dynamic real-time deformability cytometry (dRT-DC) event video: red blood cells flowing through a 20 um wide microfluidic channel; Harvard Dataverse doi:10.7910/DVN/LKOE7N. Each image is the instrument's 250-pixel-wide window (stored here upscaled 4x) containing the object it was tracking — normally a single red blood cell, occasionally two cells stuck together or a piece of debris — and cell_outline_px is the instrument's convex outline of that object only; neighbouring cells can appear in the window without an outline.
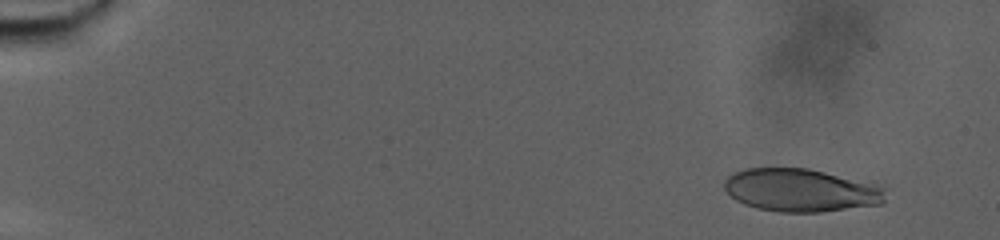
{"species": "human", "species_latin": "Homo sapiens", "temperature_condition": "warm", "stored_images_in_passage": 70, "camera_frame_rate_fps": 3000, "um_per_image_px": 0.085, "donor": {"sex": "male"}, "frame": {"image": 1, "passage_image": 2, "time_ms": 0.333, "image_size_px": [1000, 240], "cell_outline_px": [[884, 200], [880, 204], [820, 212], [780, 212], [756, 208], [744, 204], [736, 200], [724, 188], [724, 180], [728, 176], [744, 168], [808, 168], [876, 184], [884, 188]], "centroid_in_image_um": [68.04, 16.17], "position_along_channel_um": 17.0, "area_um2": 40.11}}
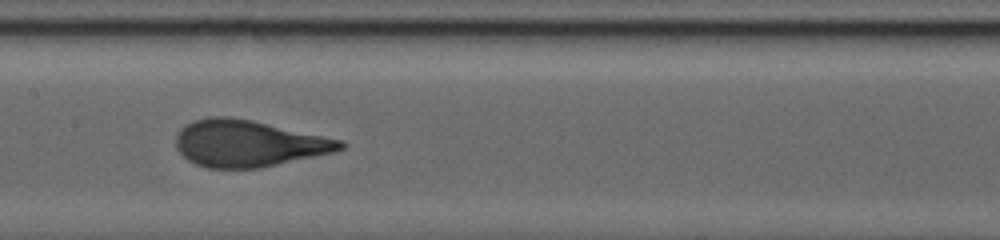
{"frame": {"image": 2, "passage_image": 41, "time_ms": 13.333, "image_size_px": [1000, 240], "cell_outline_px": [[348, 144], [344, 148], [332, 152], [260, 168], [208, 168], [196, 164], [188, 160], [176, 148], [176, 136], [180, 128], [196, 120], [212, 116], [228, 116], [252, 120], [344, 140]], "centroid_in_image_um": [21.12, 12.19], "position_along_channel_um": 186.3, "area_um2": 44.51}}
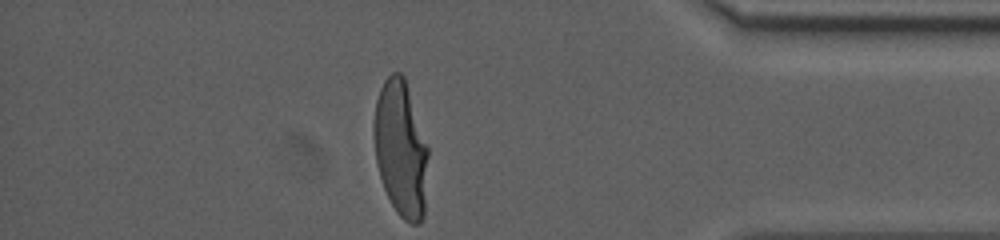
{"frame": {"image": 3, "passage_image": 70, "time_ms": 23.0, "image_size_px": [1000, 240], "cell_outline_px": [[428, 156], [424, 216], [420, 224], [412, 224], [404, 220], [396, 212], [384, 188], [380, 176], [376, 160], [372, 132], [372, 124], [376, 100], [380, 88], [384, 80], [392, 72], [400, 72], [404, 76], [428, 148]], "centroid_in_image_um": [34.05, 12.65], "position_along_channel_um": 401.2, "area_um2": 43.18}, "authors_computed_cell_mechanics": {"area_um2": 43.0321, "velocity_mm_per_s": 2.4899, "shape_relaxation_time_tau1_ms": 7.3663, "shape_relaxation_time_tau2_ms": null, "deformation_change_tau1": 0.2576, "deformation_change_tau2": null}}